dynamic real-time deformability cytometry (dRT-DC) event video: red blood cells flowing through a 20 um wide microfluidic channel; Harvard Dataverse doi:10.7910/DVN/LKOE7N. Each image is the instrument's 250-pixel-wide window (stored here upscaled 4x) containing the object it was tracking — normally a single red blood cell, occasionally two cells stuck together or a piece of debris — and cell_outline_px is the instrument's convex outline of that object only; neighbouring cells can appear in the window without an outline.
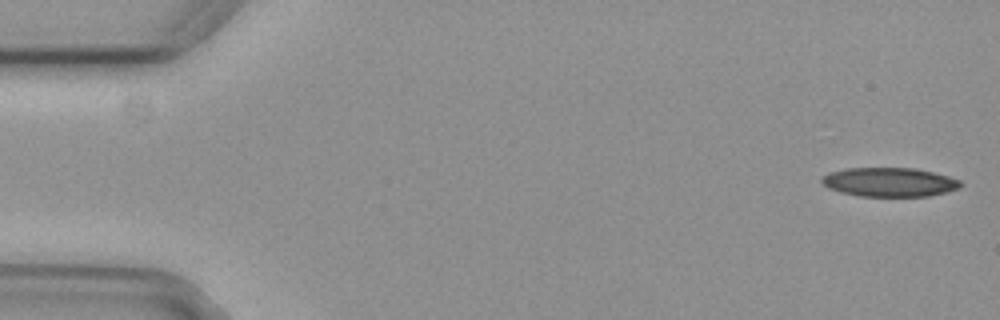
{"species": "common noctule bat (a hibernating species)", "species_latin": "Nyctalus noctula", "temperature_condition": "cold", "stored_images_in_passage": 7, "camera_frame_rate_fps": 3000, "um_per_image_px": 0.085, "animal": {"sex": "female", "body_mass_g": 29.2, "forearm_length_mm": 56.3}, "frame": {"image": 1, "passage_image": 1, "time_ms": 0.0, "image_size_px": [1000, 320], "cell_outline_px": [[964, 184], [960, 188], [928, 196], [860, 196], [840, 192], [828, 188], [820, 180], [820, 176], [828, 172], [848, 168], [916, 168], [948, 176], [960, 180]], "centroid_in_image_um": [75.58, 15.47], "position_along_channel_um": 9.4, "area_um2": 23.58}}